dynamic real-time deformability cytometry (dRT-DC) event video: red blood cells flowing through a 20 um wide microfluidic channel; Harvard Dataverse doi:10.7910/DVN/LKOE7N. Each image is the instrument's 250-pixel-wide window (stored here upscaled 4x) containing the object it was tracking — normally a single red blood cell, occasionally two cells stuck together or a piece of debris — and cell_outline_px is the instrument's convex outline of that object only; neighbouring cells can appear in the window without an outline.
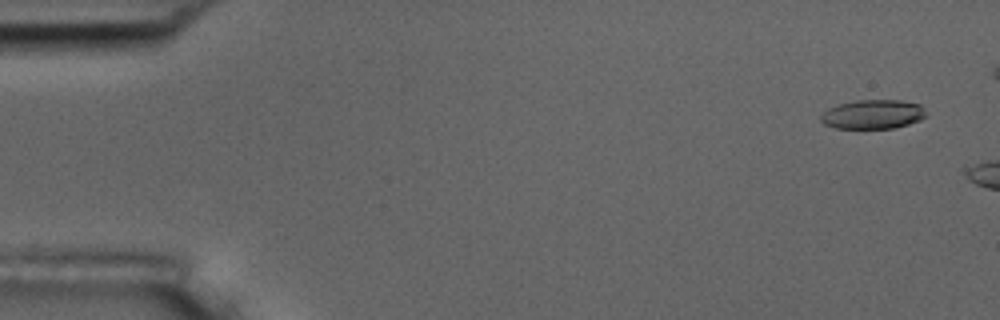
{"species": "common noctule bat (a hibernating species)", "species_latin": "Nyctalus noctula", "temperature_condition": "room temperature", "stored_images_in_passage": 2, "camera_frame_rate_fps": 3000, "um_per_image_px": 0.085, "animal": {"sex": "male", "body_mass_g": 17.5, "forearm_length_mm": 52.3}, "frame": {"image": 1, "passage_image": 1, "time_ms": 0.0, "image_size_px": [1000, 320], "cell_outline_px": [[928, 116], [920, 120], [896, 128], [836, 128], [824, 124], [820, 120], [820, 116], [828, 108], [840, 104], [856, 100], [900, 100], [920, 104], [924, 108]], "centroid_in_image_um": [74.23, 9.71], "position_along_channel_um": 10.8, "area_um2": 17.98}}